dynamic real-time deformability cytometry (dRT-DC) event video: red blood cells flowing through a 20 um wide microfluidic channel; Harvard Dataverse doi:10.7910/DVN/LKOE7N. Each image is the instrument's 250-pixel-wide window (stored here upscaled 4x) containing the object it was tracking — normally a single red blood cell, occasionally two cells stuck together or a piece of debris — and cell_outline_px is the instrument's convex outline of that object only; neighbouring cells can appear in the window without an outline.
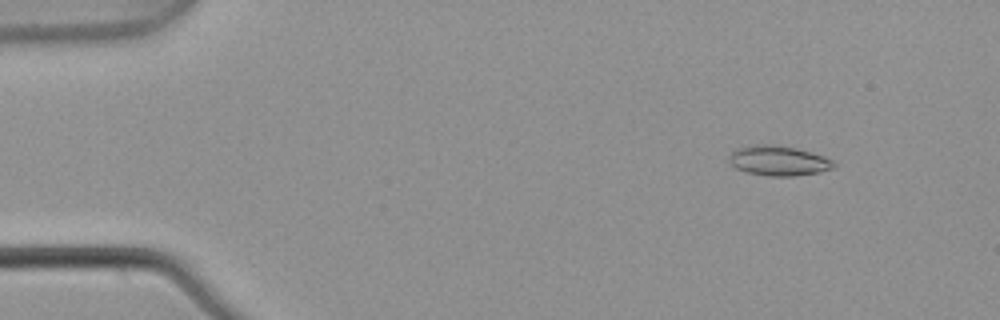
{"species": "common noctule bat (a hibernating species)", "species_latin": "Nyctalus noctula", "temperature_condition": "warm", "stored_images_in_passage": 5, "camera_frame_rate_fps": 3000, "um_per_image_px": 0.085, "animal": {"sex": "male", "body_mass_g": 21.5, "forearm_length_mm": 52.0}, "frame": {"image": 1, "passage_image": 2, "time_ms": 0.333, "image_size_px": [1000, 320], "cell_outline_px": [[836, 168], [820, 172], [796, 176], [768, 176], [744, 172], [728, 164], [728, 156], [736, 148], [756, 144], [776, 144], [796, 148], [812, 152], [824, 156], [832, 160], [836, 164]], "centroid_in_image_um": [66.16, 13.66], "position_along_channel_um": 18.8, "area_um2": 18.73}}